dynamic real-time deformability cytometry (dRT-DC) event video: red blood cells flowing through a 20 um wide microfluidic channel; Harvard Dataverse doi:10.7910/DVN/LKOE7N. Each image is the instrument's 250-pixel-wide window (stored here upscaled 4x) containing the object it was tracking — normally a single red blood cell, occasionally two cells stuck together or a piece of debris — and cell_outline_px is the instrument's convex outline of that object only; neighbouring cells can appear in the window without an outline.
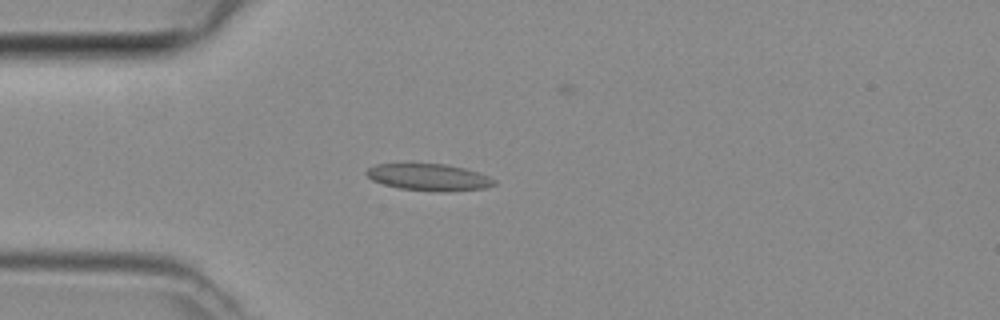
{"species": "common noctule bat (a hibernating species)", "species_latin": "Nyctalus noctula", "temperature_condition": "room temperature", "stored_images_in_passage": 49, "camera_frame_rate_fps": 3000, "um_per_image_px": 0.085, "animal": {"sex": "female", "body_mass_g": 29.2, "forearm_length_mm": 56.3}, "frame": {"image": 1, "passage_image": 14, "time_ms": 4.333, "image_size_px": [1000, 320], "cell_outline_px": [[496, 184], [484, 188], [448, 192], [440, 192], [400, 188], [384, 184], [372, 180], [364, 172], [368, 168], [376, 164], [444, 164], [464, 168], [488, 176], [496, 180]], "centroid_in_image_um": [36.46, 15.07], "position_along_channel_um": 48.5, "area_um2": 19.83}}
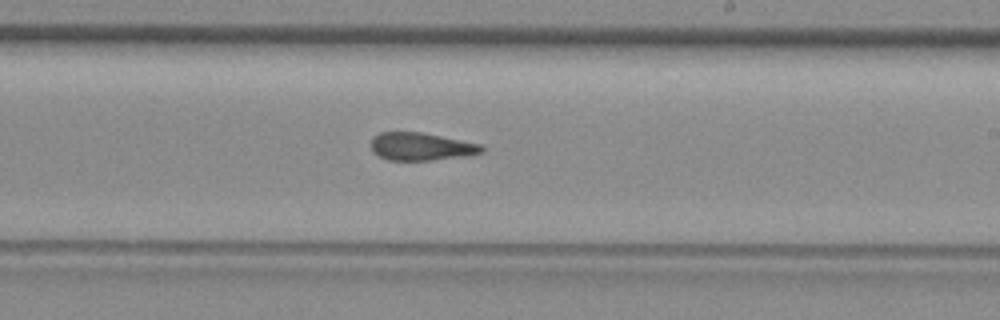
{"frame": {"image": 2, "passage_image": 29, "time_ms": 9.333, "image_size_px": [1000, 320], "cell_outline_px": [[484, 152], [464, 156], [432, 160], [388, 160], [372, 152], [372, 136], [380, 132], [420, 132], [480, 144], [484, 148]], "centroid_in_image_um": [35.77, 12.46], "position_along_channel_um": 253.2, "area_um2": 17.74}}
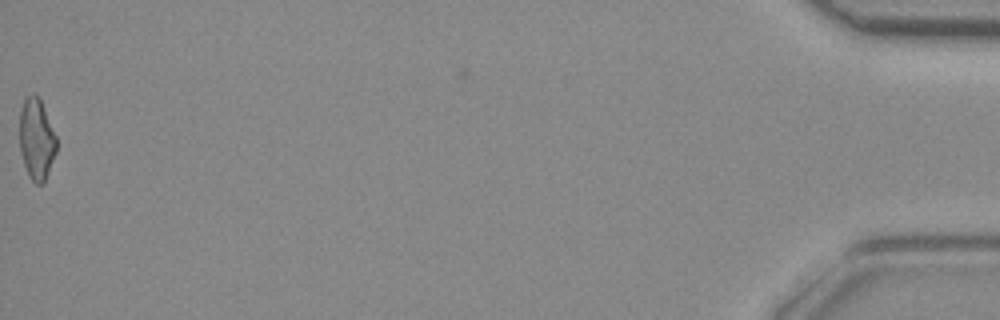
{"frame": {"image": 3, "passage_image": 49, "time_ms": 16.0, "image_size_px": [1000, 320], "cell_outline_px": [[56, 152], [44, 184], [36, 184], [28, 176], [20, 152], [20, 108], [24, 96], [32, 92], [40, 100], [56, 136]], "centroid_in_image_um": [3.08, 11.83], "position_along_channel_um": 432.1, "area_um2": 17.51}}